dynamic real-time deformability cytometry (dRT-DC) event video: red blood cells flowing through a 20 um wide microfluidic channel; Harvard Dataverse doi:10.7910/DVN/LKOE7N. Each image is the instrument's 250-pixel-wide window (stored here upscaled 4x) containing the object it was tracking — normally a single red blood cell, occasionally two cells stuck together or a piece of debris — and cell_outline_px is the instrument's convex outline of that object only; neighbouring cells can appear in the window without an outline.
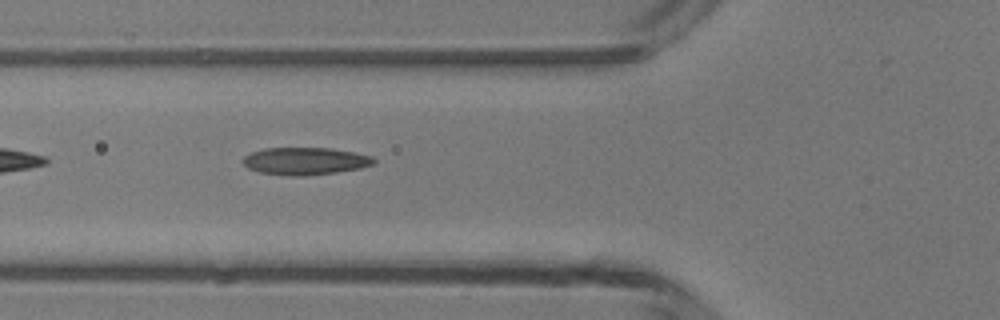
{"species": "common noctule bat (a hibernating species)", "species_latin": "Nyctalus noctula", "temperature_condition": "room temperature", "stored_images_in_passage": 3, "camera_frame_rate_fps": 3000, "um_per_image_px": 0.085, "animal": {"sex": "male", "body_mass_g": 13.3}, "frame": {"image": 1, "passage_image": 3, "time_ms": 2.333, "image_size_px": [1000, 320], "cell_outline_px": [[376, 164], [360, 168], [336, 172], [304, 176], [288, 176], [260, 172], [248, 168], [240, 160], [244, 156], [252, 152], [264, 148], [332, 148], [372, 156], [376, 160]], "centroid_in_image_um": [25.93, 13.69], "position_along_channel_um": 99.9, "area_um2": 20.98}}